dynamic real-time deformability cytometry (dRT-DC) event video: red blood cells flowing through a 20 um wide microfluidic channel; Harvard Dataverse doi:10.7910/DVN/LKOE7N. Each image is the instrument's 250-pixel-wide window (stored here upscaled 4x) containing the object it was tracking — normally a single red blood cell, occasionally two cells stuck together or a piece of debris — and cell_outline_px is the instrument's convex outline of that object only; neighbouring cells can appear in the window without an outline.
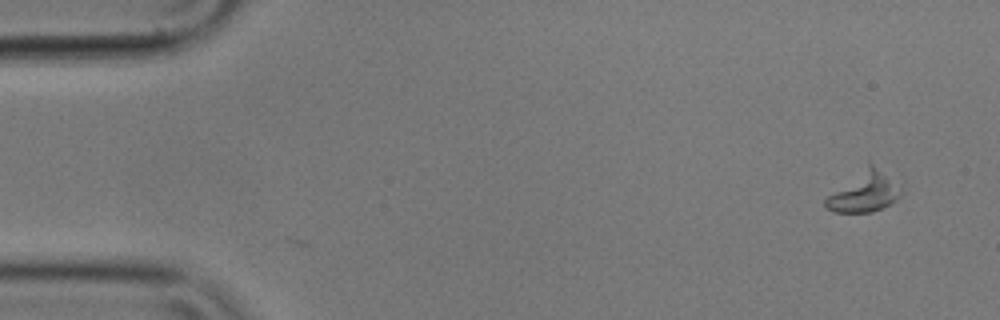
{"species": "common noctule bat (a hibernating species)", "species_latin": "Nyctalus noctula", "temperature_condition": "cold", "stored_images_in_passage": 55, "camera_frame_rate_fps": 3000, "um_per_image_px": 0.085, "animal": {"sex": "male", "body_mass_g": 17.9}, "frame": {"image": 1, "passage_image": 1, "time_ms": 0.0, "image_size_px": [1000, 320], "cell_outline_px": [[900, 196], [896, 200], [872, 212], [832, 212], [824, 204], [824, 200], [828, 196], [868, 160], [900, 192]], "centroid_in_image_um": [73.33, 16.32], "position_along_channel_um": 11.7, "area_um2": 16.88}}
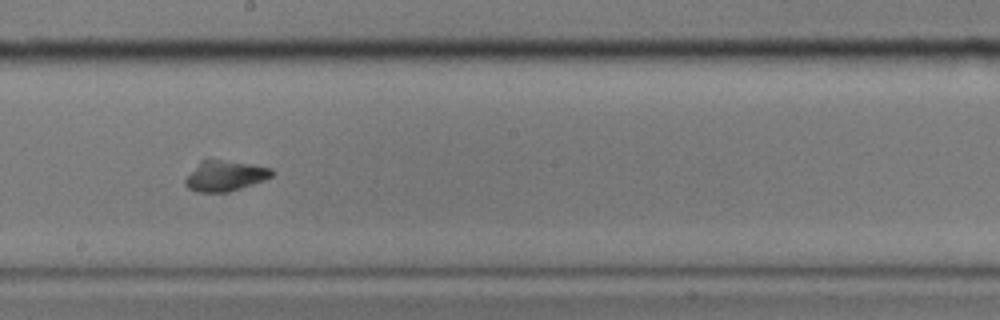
{"frame": {"image": 2, "passage_image": 29, "time_ms": 9.333, "image_size_px": [1000, 320], "cell_outline_px": [[276, 172], [272, 176], [264, 180], [228, 192], [196, 192], [188, 188], [184, 184], [184, 180], [200, 160], [220, 160], [252, 164], [272, 168]], "centroid_in_image_um": [19.13, 14.95], "position_along_channel_um": 229.1, "area_um2": 15.32}}
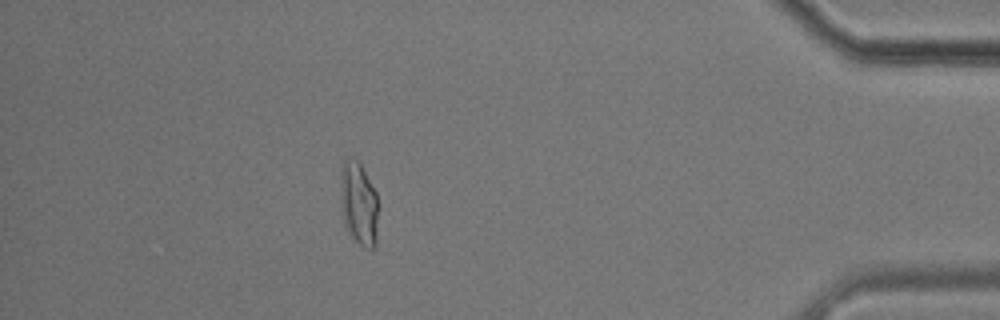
{"frame": {"image": 3, "passage_image": 48, "time_ms": 15.667, "image_size_px": [1000, 320], "cell_outline_px": [[380, 208], [376, 244], [372, 248], [364, 248], [352, 236], [344, 224], [340, 212], [340, 164], [348, 156], [352, 156], [360, 164], [376, 192], [380, 204]], "centroid_in_image_um": [30.49, 17.28], "position_along_channel_um": 404.7, "area_um2": 19.25}}